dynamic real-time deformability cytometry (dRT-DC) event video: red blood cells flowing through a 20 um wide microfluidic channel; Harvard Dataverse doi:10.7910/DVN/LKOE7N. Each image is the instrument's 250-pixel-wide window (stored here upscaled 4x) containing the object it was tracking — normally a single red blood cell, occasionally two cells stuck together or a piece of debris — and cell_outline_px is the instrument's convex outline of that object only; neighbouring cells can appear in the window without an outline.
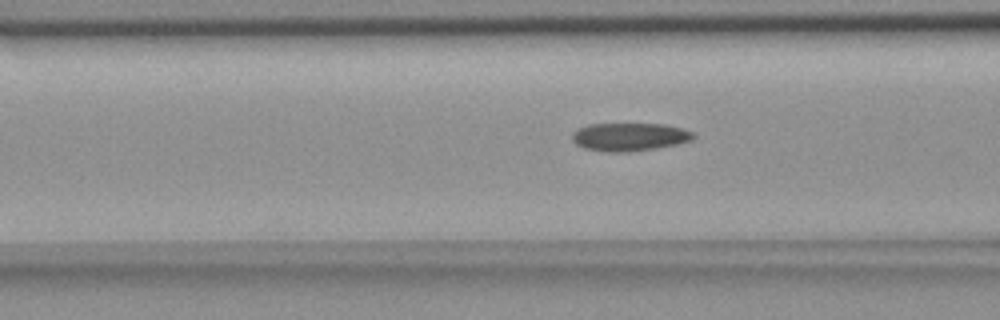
{"species": "common noctule bat (a hibernating species)", "species_latin": "Nyctalus noctula", "temperature_condition": "room temperature", "stored_images_in_passage": 49, "camera_frame_rate_fps": 3000, "um_per_image_px": 0.085, "animal": {"sex": "female", "body_mass_g": 18.4}, "frame": {"image": 1, "passage_image": 15, "time_ms": 4.667, "image_size_px": [1000, 320], "cell_outline_px": [[696, 136], [692, 140], [676, 144], [656, 148], [628, 152], [608, 152], [584, 148], [576, 144], [572, 140], [572, 132], [576, 128], [588, 124], [664, 124], [684, 128], [696, 132]], "centroid_in_image_um": [53.52, 11.62], "position_along_channel_um": 113.1, "area_um2": 20.11}}
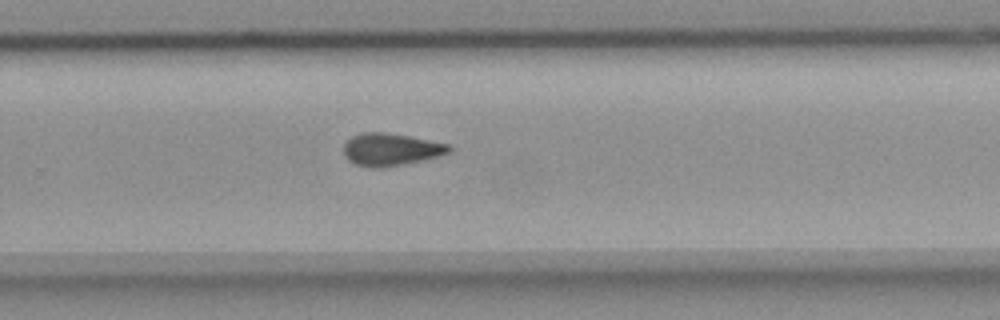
{"frame": {"image": 2, "passage_image": 30, "time_ms": 9.667, "image_size_px": [1000, 320], "cell_outline_px": [[452, 152], [404, 164], [384, 168], [368, 168], [356, 164], [348, 160], [344, 156], [344, 144], [352, 136], [364, 132], [388, 132], [448, 144], [452, 148]], "centroid_in_image_um": [33.18, 12.71], "position_along_channel_um": 296.6, "area_um2": 19.88}}
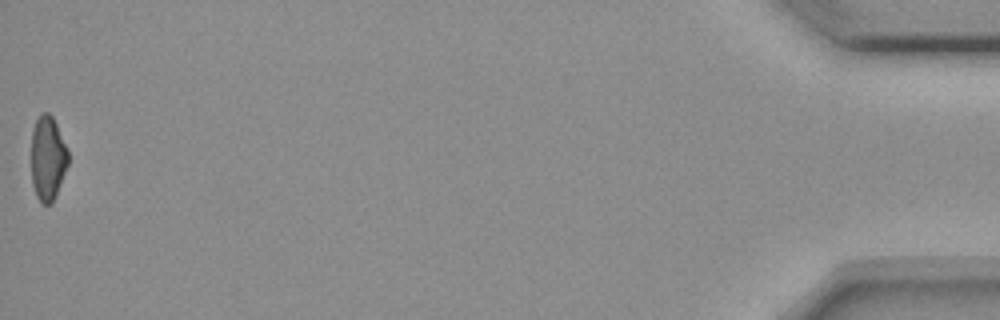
{"frame": {"image": 3, "passage_image": 49, "time_ms": 16.0, "image_size_px": [1000, 320], "cell_outline_px": [[68, 164], [56, 192], [52, 200], [48, 204], [44, 204], [36, 196], [32, 184], [32, 128], [40, 112], [48, 112], [52, 116], [56, 124], [68, 152]], "centroid_in_image_um": [4.04, 13.4], "position_along_channel_um": 431.2, "area_um2": 17.74}, "authors_computed_cell_mechanics": {"area_um2": 19.8254, "velocity_mm_per_s": 3.6806, "shape_relaxation_time_tau1_ms": null, "shape_relaxation_time_tau2_ms": 5.9341, "deformation_change_tau1": null, "deformation_change_tau2": 0.1434}}